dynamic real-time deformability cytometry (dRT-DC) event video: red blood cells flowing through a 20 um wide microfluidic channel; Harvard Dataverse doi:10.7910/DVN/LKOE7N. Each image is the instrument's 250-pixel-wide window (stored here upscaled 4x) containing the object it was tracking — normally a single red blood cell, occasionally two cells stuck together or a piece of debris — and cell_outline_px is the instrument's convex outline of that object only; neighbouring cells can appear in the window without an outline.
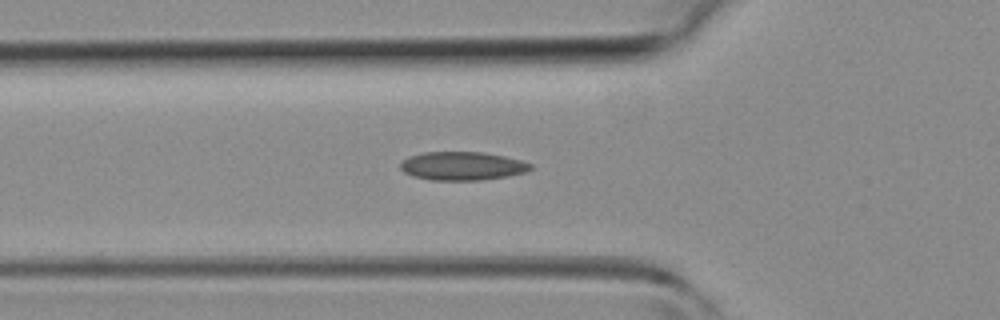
{"species": "common noctule bat (a hibernating species)", "species_latin": "Nyctalus noctula", "temperature_condition": "room temperature", "stored_images_in_passage": 39, "camera_frame_rate_fps": 3000, "um_per_image_px": 0.085, "animal": {"sex": "female", "body_mass_g": 19.3, "forearm_length_mm": 54.1}, "frame": {"image": 1, "passage_image": 14, "time_ms": 4.333, "image_size_px": [1000, 320], "cell_outline_px": [[532, 168], [528, 172], [508, 176], [480, 180], [432, 180], [412, 176], [404, 172], [400, 168], [400, 164], [408, 156], [424, 152], [484, 152], [504, 156], [520, 160], [532, 164]], "centroid_in_image_um": [39.3, 14.11], "position_along_channel_um": 86.5, "area_um2": 21.68}}
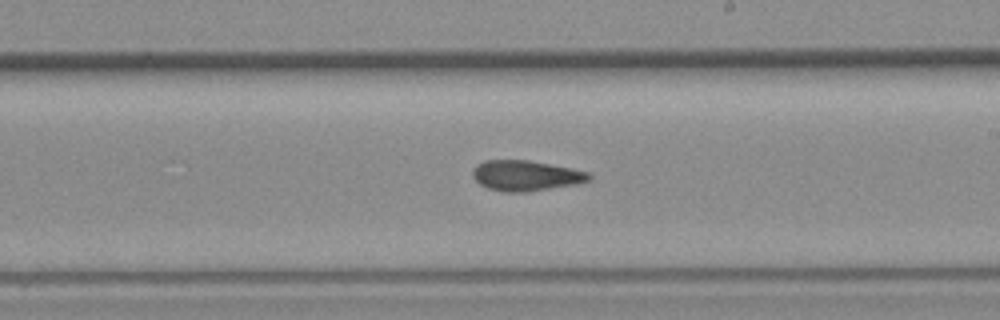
{"frame": {"image": 2, "passage_image": 24, "time_ms": 7.667, "image_size_px": [1000, 320], "cell_outline_px": [[592, 180], [580, 184], [528, 192], [504, 192], [488, 188], [480, 184], [472, 176], [472, 168], [476, 164], [484, 160], [528, 160], [572, 168], [588, 172], [592, 176]], "centroid_in_image_um": [44.72, 14.93], "position_along_channel_um": 244.3, "area_um2": 20.98}}
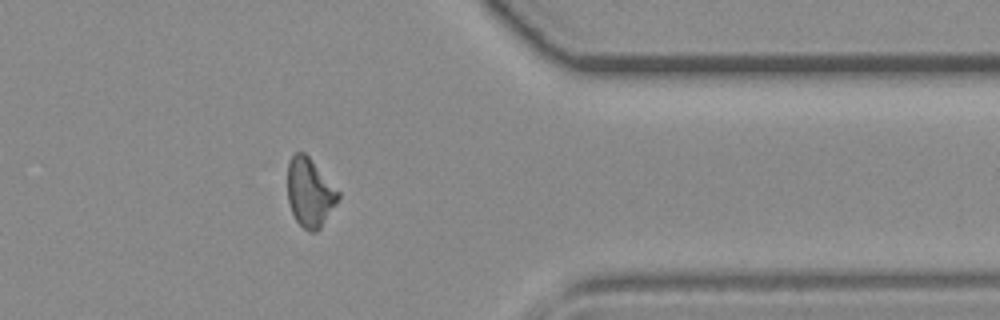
{"frame": {"image": 3, "passage_image": 34, "time_ms": 11.0, "image_size_px": [1000, 320], "cell_outline_px": [[340, 196], [320, 228], [316, 232], [308, 232], [296, 220], [292, 212], [288, 200], [288, 164], [292, 156], [296, 152], [304, 152], [308, 156], [340, 192]], "centroid_in_image_um": [26.33, 16.37], "position_along_channel_um": 385.1, "area_um2": 19.94}}